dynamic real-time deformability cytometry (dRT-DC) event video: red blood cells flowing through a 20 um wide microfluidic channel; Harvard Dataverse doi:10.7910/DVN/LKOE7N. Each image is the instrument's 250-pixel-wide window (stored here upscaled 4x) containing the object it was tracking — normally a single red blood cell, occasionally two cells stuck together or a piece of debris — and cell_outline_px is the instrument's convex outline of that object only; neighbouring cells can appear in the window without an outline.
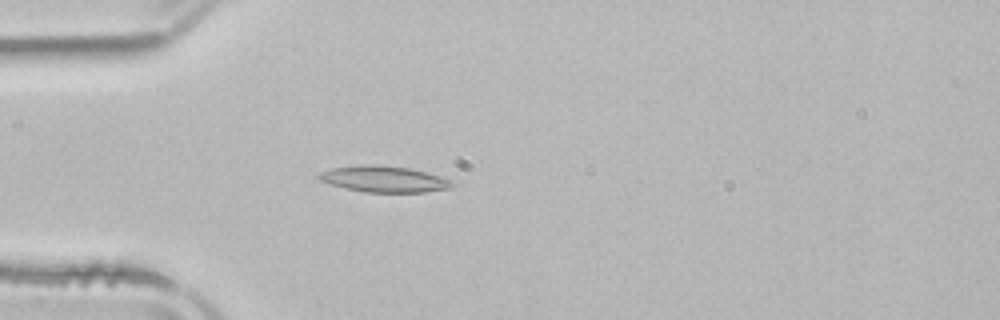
{"species": "common noctule bat (a hibernating species)", "species_latin": "Nyctalus noctula", "temperature_condition": "room temperature", "stored_images_in_passage": 3, "camera_frame_rate_fps": 3000, "um_per_image_px": 0.085, "animal": {"sex": "male", "body_mass_g": 21.5, "forearm_length_mm": 52.0}, "frame": {"image": 1, "passage_image": 3, "time_ms": 2.667, "image_size_px": [1000, 320], "cell_outline_px": [[452, 188], [424, 192], [364, 192], [344, 188], [320, 180], [316, 176], [320, 172], [332, 168], [360, 164], [368, 164], [408, 168], [424, 172], [452, 180]], "centroid_in_image_um": [32.6, 15.22], "position_along_channel_um": 52.4, "area_um2": 20.11}}